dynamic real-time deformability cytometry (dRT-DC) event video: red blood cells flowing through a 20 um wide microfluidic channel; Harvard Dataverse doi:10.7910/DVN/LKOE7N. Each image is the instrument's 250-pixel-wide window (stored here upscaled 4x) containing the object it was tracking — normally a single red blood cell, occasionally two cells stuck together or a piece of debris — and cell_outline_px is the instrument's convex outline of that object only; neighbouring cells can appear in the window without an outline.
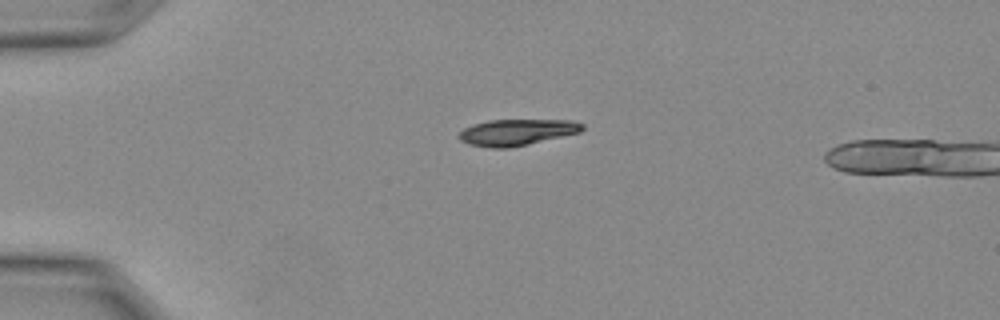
{"species": "Egyptian fruit bat (a non-hibernating species)", "species_latin": "Rousettus aegyptiacus", "temperature_condition": "warm", "stored_images_in_passage": 3, "camera_frame_rate_fps": 3000, "um_per_image_px": 0.085, "animal": {"sex": "female"}, "frame": {"image": 1, "passage_image": 1, "time_ms": 0.0, "image_size_px": [1000, 320], "cell_outline_px": [[584, 128], [580, 132], [528, 144], [508, 148], [492, 148], [468, 144], [460, 140], [456, 136], [464, 128], [472, 124], [488, 120], [572, 120], [584, 124]], "centroid_in_image_um": [43.9, 11.24], "position_along_channel_um": 41.1, "area_um2": 18.9}}